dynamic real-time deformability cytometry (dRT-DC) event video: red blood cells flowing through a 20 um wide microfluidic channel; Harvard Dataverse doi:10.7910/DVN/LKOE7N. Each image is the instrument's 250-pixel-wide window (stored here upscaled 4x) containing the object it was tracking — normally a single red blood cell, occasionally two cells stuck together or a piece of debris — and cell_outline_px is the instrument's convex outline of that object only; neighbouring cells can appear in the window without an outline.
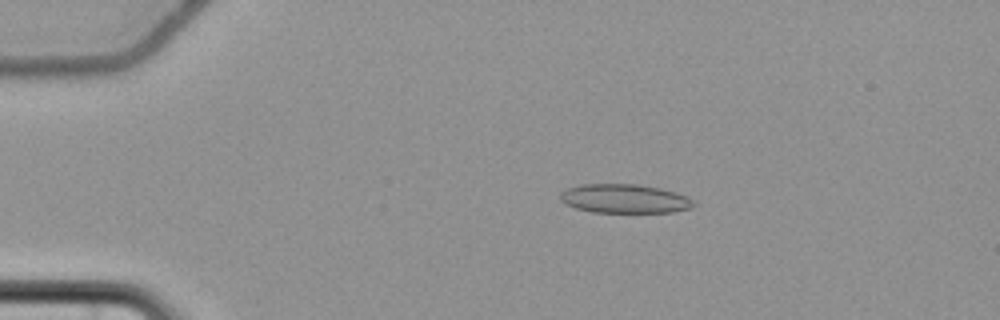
{"species": "common noctule bat (a hibernating species)", "species_latin": "Nyctalus noctula", "temperature_condition": "cold", "stored_images_in_passage": 58, "camera_frame_rate_fps": 3000, "um_per_image_px": 0.085, "animal": {"sex": "female", "body_mass_g": 22.7, "forearm_length_mm": 54.2}, "frame": {"image": 1, "passage_image": 13, "time_ms": 4.0, "image_size_px": [1000, 320], "cell_outline_px": [[696, 204], [692, 208], [672, 212], [592, 212], [576, 208], [560, 200], [560, 192], [568, 188], [580, 184], [640, 184], [660, 188], [676, 192], [688, 196]], "centroid_in_image_um": [53.11, 16.88], "position_along_channel_um": 31.9, "area_um2": 22.6}}
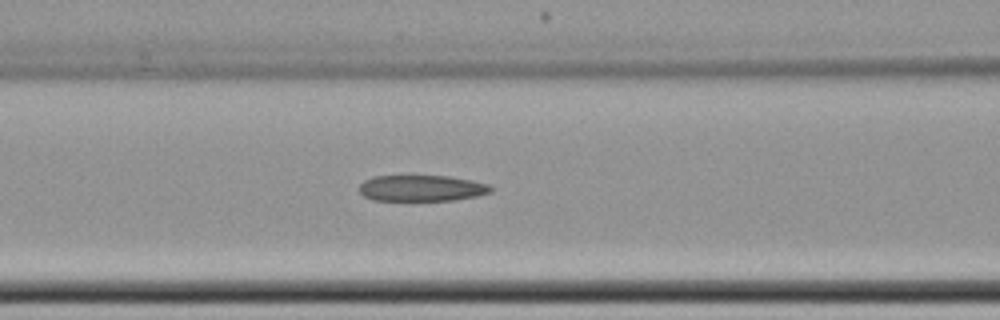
{"frame": {"image": 2, "passage_image": 26, "time_ms": 8.333, "image_size_px": [1000, 320], "cell_outline_px": [[492, 192], [476, 196], [456, 200], [372, 200], [364, 196], [360, 192], [360, 184], [364, 180], [372, 176], [448, 176], [472, 180], [488, 184], [492, 188]], "centroid_in_image_um": [35.84, 15.99], "position_along_channel_um": 130.8, "area_um2": 20.0}}
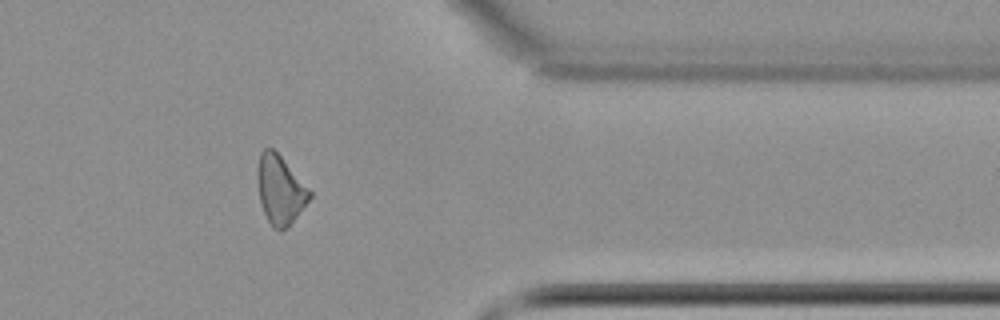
{"frame": {"image": 3, "passage_image": 48, "time_ms": 15.667, "image_size_px": [1000, 320], "cell_outline_px": [[312, 196], [288, 228], [280, 232], [272, 228], [260, 204], [256, 180], [256, 168], [260, 152], [264, 148], [272, 148], [280, 156], [312, 192]], "centroid_in_image_um": [23.77, 16.16], "position_along_channel_um": 387.6, "area_um2": 21.1}, "authors_computed_cell_mechanics": {"area_um2": 21.5594, "velocity_mm_per_s": 3.6931, "shape_relaxation_time_tau1_ms": null, "shape_relaxation_time_tau2_ms": 5.3202, "deformation_change_tau1": null, "deformation_change_tau2": 0.1471}}